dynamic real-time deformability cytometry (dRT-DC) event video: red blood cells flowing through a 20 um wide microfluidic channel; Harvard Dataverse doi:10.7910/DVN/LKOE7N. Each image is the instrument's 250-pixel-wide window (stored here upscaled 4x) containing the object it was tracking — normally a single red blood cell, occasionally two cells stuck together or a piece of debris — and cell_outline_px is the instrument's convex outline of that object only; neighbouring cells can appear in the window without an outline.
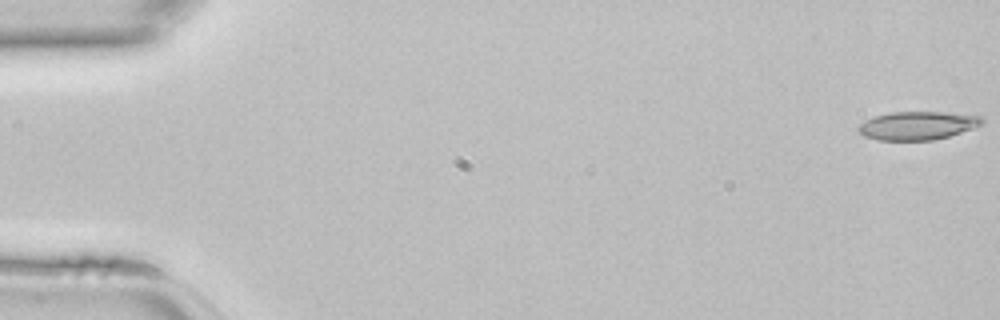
{"species": "common noctule bat (a hibernating species)", "species_latin": "Nyctalus noctula", "temperature_condition": "room temperature", "stored_images_in_passage": 46, "camera_frame_rate_fps": 3000, "um_per_image_px": 0.085, "animal": {"sex": "female", "body_mass_g": 22.7, "forearm_length_mm": 54.2}, "frame": {"image": 1, "passage_image": 1, "time_ms": 0.0, "image_size_px": [1000, 320], "cell_outline_px": [[984, 124], [948, 136], [932, 140], [876, 140], [864, 136], [856, 128], [860, 124], [876, 116], [892, 112], [944, 112], [980, 116], [984, 120]], "centroid_in_image_um": [77.99, 10.68], "position_along_channel_um": 7.0, "area_um2": 20.17}}
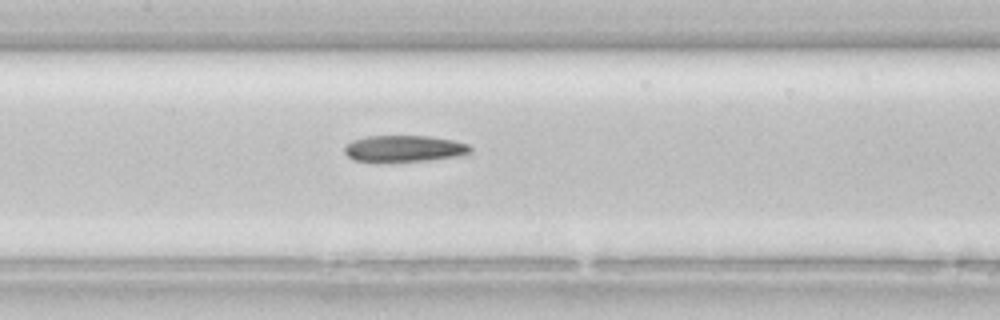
{"frame": {"image": 2, "passage_image": 22, "time_ms": 7.0, "image_size_px": [1000, 320], "cell_outline_px": [[472, 152], [460, 156], [428, 160], [376, 164], [352, 160], [344, 152], [344, 148], [352, 140], [368, 136], [428, 136], [452, 140], [468, 144], [472, 148]], "centroid_in_image_um": [34.31, 12.67], "position_along_channel_um": 173.1, "area_um2": 20.06}}
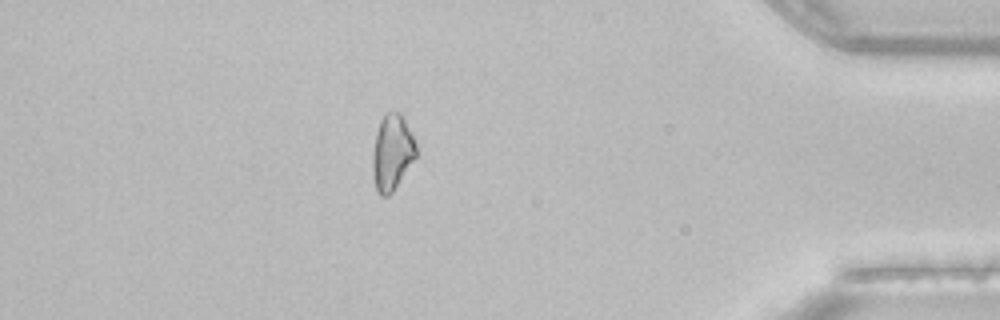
{"frame": {"image": 3, "passage_image": 40, "time_ms": 13.0, "image_size_px": [1000, 320], "cell_outline_px": [[416, 156], [392, 192], [388, 196], [380, 196], [376, 188], [372, 172], [372, 152], [376, 132], [380, 120], [384, 112], [400, 112], [404, 116], [416, 144]], "centroid_in_image_um": [33.31, 12.92], "position_along_channel_um": 401.9, "area_um2": 19.25}}